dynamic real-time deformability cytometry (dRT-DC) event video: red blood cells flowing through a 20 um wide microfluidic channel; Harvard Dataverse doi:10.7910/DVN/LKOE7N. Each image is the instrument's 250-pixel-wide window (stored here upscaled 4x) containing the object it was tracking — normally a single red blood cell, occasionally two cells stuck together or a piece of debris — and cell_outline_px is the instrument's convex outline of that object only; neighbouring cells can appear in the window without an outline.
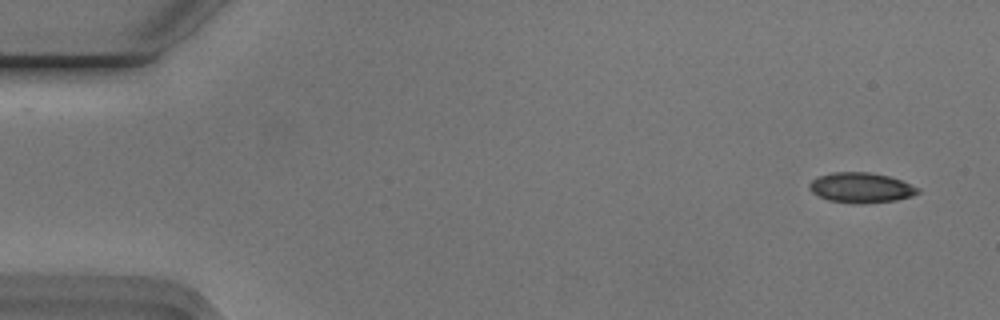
{"species": "Egyptian fruit bat (a non-hibernating species)", "species_latin": "Rousettus aegyptiacus", "temperature_condition": "cold", "stored_images_in_passage": 2, "camera_frame_rate_fps": 3000, "um_per_image_px": 0.085, "animal": {"sex": "male"}, "frame": {"image": 1, "passage_image": 2, "time_ms": 0.333, "image_size_px": [1000, 320], "cell_outline_px": [[920, 192], [912, 196], [896, 200], [864, 204], [852, 204], [828, 200], [812, 192], [808, 188], [808, 184], [816, 176], [832, 172], [872, 172], [888, 176], [900, 180], [920, 188]], "centroid_in_image_um": [73.16, 15.95], "position_along_channel_um": 11.8, "area_um2": 19.31}}